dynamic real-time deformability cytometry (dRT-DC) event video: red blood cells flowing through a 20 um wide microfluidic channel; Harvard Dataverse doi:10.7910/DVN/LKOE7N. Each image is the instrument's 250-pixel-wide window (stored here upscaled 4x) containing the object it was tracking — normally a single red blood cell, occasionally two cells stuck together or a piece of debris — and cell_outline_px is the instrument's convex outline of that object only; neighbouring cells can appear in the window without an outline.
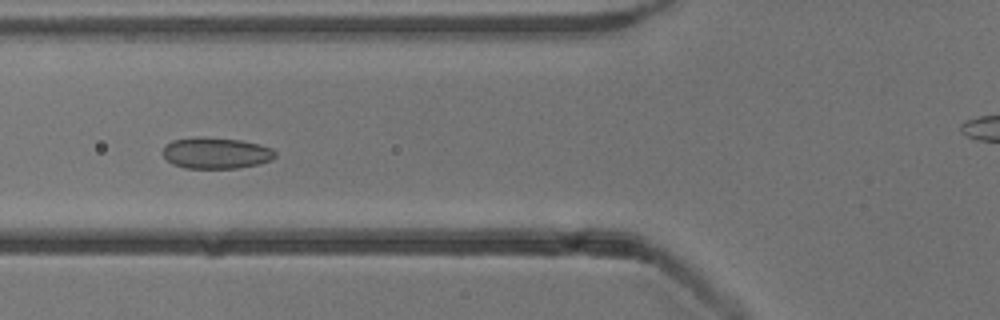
{"species": "common noctule bat (a hibernating species)", "species_latin": "Nyctalus noctula", "temperature_condition": "cold", "stored_images_in_passage": 8, "segment_of_instrument_passage": [1, 2], "camera_frame_rate_fps": 3000, "um_per_image_px": 0.085, "animal": {"sex": "male", "body_mass_g": 13.3}, "frame": {"image": 1, "passage_image": 5, "time_ms": 4.667, "image_size_px": [1000, 320], "cell_outline_px": [[276, 156], [272, 160], [260, 164], [236, 168], [184, 168], [172, 164], [164, 156], [164, 144], [172, 140], [196, 136], [200, 136], [240, 140], [260, 144], [272, 148], [276, 152]], "centroid_in_image_um": [18.37, 13.0], "position_along_channel_um": 107.4, "area_um2": 20.69}}
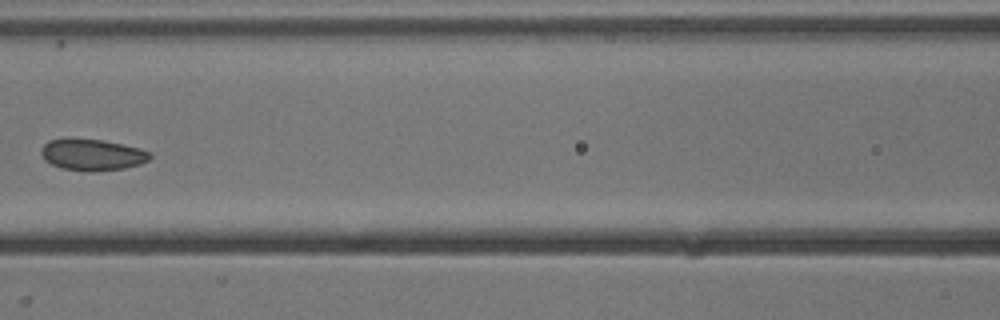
{"frame": {"image": 2, "passage_image": 6, "time_ms": 6.0, "image_size_px": [1000, 320], "cell_outline_px": [[152, 156], [148, 160], [140, 164], [124, 168], [92, 172], [84, 172], [60, 168], [44, 160], [40, 152], [40, 148], [48, 140], [100, 140], [140, 148], [152, 152]], "centroid_in_image_um": [7.84, 13.19], "position_along_channel_um": 158.8, "area_um2": 19.77}}
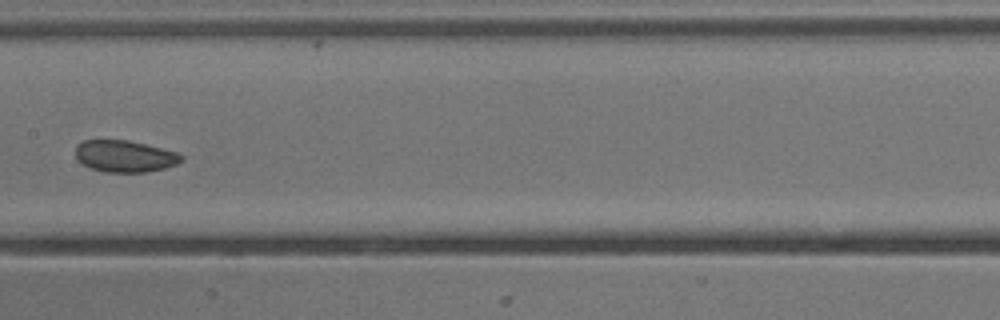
{"frame": {"image": 3, "passage_image": 7, "time_ms": 7.0, "image_size_px": [1000, 320], "cell_outline_px": [[184, 160], [176, 164], [164, 168], [144, 172], [104, 172], [88, 168], [76, 156], [76, 148], [84, 140], [128, 140], [176, 152], [184, 156]], "centroid_in_image_um": [10.62, 13.28], "position_along_channel_um": 196.8, "area_um2": 19.36}}